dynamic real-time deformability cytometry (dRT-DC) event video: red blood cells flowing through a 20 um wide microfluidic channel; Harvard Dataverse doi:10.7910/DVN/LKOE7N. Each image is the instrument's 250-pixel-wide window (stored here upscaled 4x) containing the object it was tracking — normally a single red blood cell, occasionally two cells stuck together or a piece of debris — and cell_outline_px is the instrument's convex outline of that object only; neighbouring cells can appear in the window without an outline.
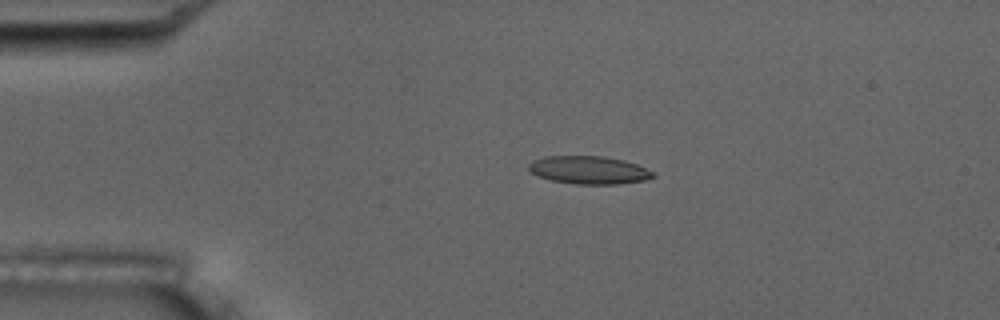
{"species": "common noctule bat (a hibernating species)", "species_latin": "Nyctalus noctula", "temperature_condition": "room temperature", "stored_images_in_passage": 11, "camera_frame_rate_fps": 3000, "um_per_image_px": 0.085, "animal": {"sex": "male", "body_mass_g": 17.5, "forearm_length_mm": 52.3}, "frame": {"image": 1, "passage_image": 4, "time_ms": 3.667, "image_size_px": [1000, 320], "cell_outline_px": [[656, 176], [644, 180], [616, 184], [572, 184], [552, 180], [536, 176], [528, 172], [528, 164], [532, 160], [544, 156], [604, 156], [624, 160], [636, 164], [656, 172]], "centroid_in_image_um": [50.02, 14.45], "position_along_channel_um": 35.0, "area_um2": 20.52}}